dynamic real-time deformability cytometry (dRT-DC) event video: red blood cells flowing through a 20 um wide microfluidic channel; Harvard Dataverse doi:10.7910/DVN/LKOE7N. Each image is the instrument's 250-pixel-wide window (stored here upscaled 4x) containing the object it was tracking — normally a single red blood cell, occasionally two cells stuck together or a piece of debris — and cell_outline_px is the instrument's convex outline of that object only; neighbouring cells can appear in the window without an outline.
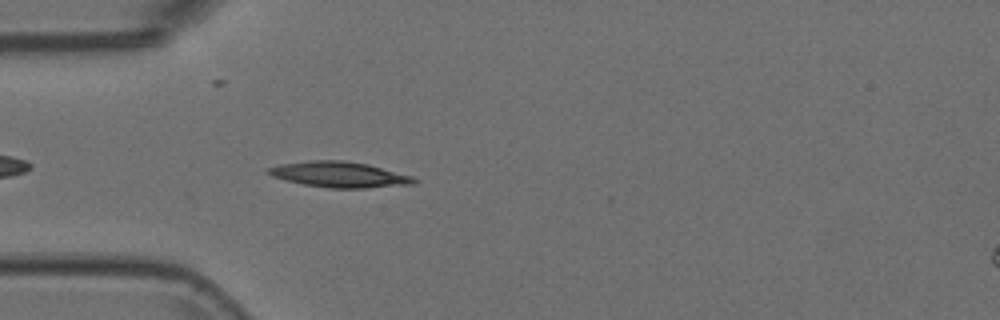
{"species": "Egyptian fruit bat (a non-hibernating species)", "species_latin": "Rousettus aegyptiacus", "temperature_condition": "room temperature", "stored_images_in_passage": 42, "camera_frame_rate_fps": 3000, "um_per_image_px": 0.085, "animal": {"sex": "female"}, "frame": {"image": 1, "passage_image": 4, "time_ms": 1.0, "image_size_px": [1000, 320], "cell_outline_px": [[420, 180], [416, 184], [368, 188], [328, 188], [304, 184], [272, 176], [264, 172], [264, 168], [280, 164], [312, 160], [344, 160], [368, 164], [412, 176]], "centroid_in_image_um": [28.86, 14.83], "position_along_channel_um": 56.1, "area_um2": 21.96}}
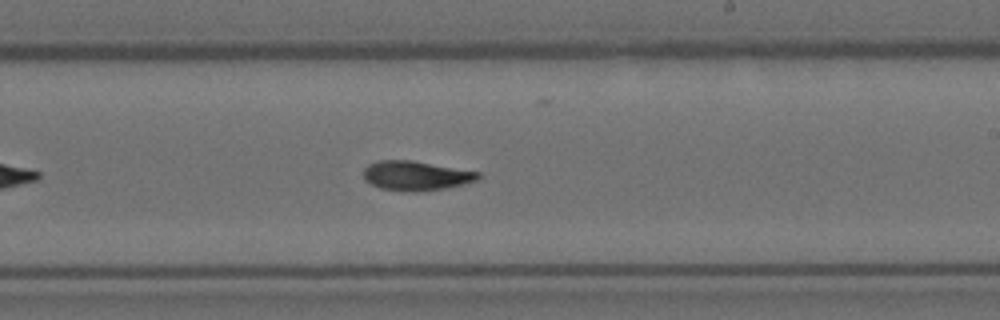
{"frame": {"image": 2, "passage_image": 20, "time_ms": 6.333, "image_size_px": [1000, 320], "cell_outline_px": [[484, 176], [476, 180], [448, 188], [416, 192], [412, 192], [380, 188], [364, 180], [364, 168], [368, 164], [380, 160], [412, 160], [480, 172]], "centroid_in_image_um": [35.37, 14.93], "position_along_channel_um": 253.6, "area_um2": 19.77}}
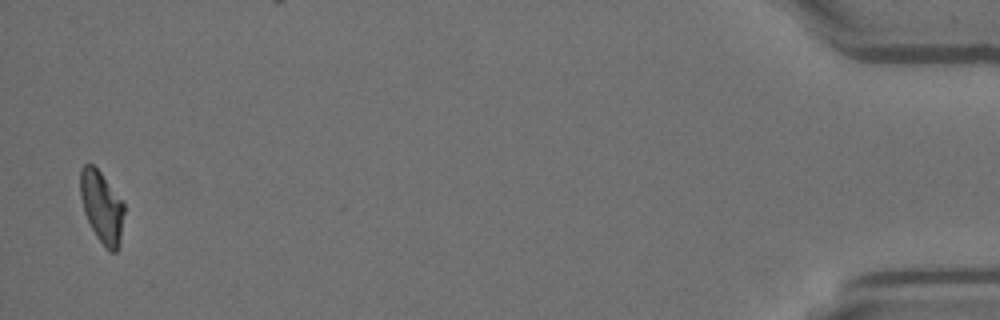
{"frame": {"image": 3, "passage_image": 41, "time_ms": 13.333, "image_size_px": [1000, 320], "cell_outline_px": [[124, 212], [120, 244], [116, 252], [108, 252], [104, 248], [96, 236], [84, 212], [80, 196], [80, 168], [84, 164], [92, 164], [100, 172], [124, 204]], "centroid_in_image_um": [8.64, 17.63], "position_along_channel_um": 426.6, "area_um2": 18.26}}